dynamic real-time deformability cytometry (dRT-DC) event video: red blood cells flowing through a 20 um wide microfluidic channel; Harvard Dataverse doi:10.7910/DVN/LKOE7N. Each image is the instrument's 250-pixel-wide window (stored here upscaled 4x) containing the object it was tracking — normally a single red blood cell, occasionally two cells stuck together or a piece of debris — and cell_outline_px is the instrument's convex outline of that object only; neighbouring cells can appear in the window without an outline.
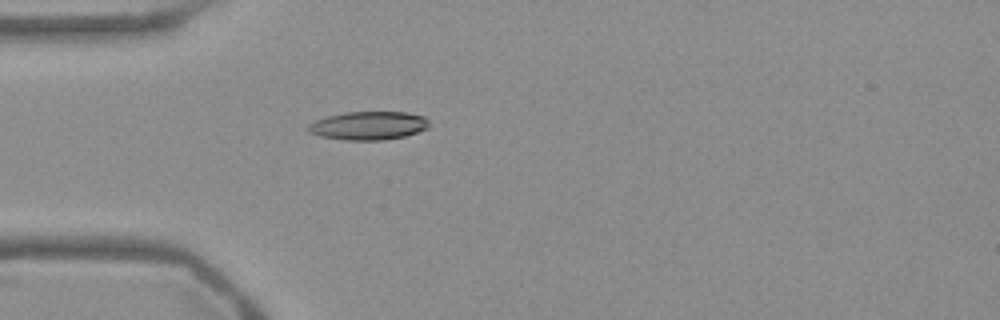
{"species": "Egyptian fruit bat (a non-hibernating species)", "species_latin": "Rousettus aegyptiacus", "temperature_condition": "warm", "stored_images_in_passage": 54, "camera_frame_rate_fps": 3000, "um_per_image_px": 0.085, "frame": {"image": 1, "passage_image": 16, "time_ms": 5.0, "image_size_px": [1000, 320], "cell_outline_px": [[428, 128], [404, 136], [384, 140], [344, 140], [320, 136], [308, 132], [308, 124], [316, 120], [328, 116], [344, 112], [408, 112], [424, 116], [428, 120]], "centroid_in_image_um": [31.31, 10.67], "position_along_channel_um": 53.7, "area_um2": 20.0}}
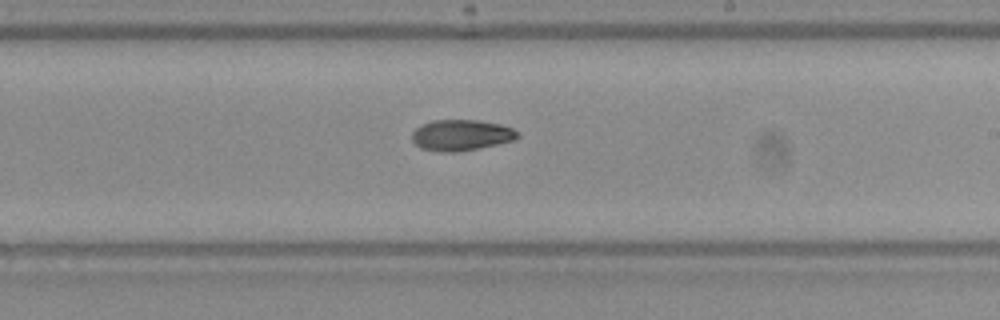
{"frame": {"image": 2, "passage_image": 32, "time_ms": 10.333, "image_size_px": [1000, 320], "cell_outline_px": [[520, 136], [512, 140], [496, 144], [456, 152], [440, 152], [420, 148], [412, 140], [412, 132], [420, 124], [432, 120], [476, 120], [500, 124], [512, 128], [520, 132]], "centroid_in_image_um": [39.17, 11.48], "position_along_channel_um": 249.8, "area_um2": 19.02}}
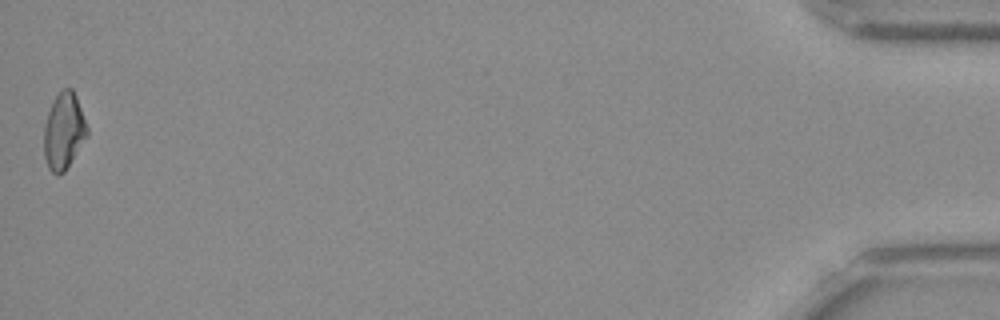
{"frame": {"image": 3, "passage_image": 54, "time_ms": 17.667, "image_size_px": [1000, 320], "cell_outline_px": [[88, 136], [64, 172], [56, 176], [48, 168], [44, 156], [44, 124], [52, 100], [64, 88], [72, 88], [76, 96], [88, 128]], "centroid_in_image_um": [5.41, 11.16], "position_along_channel_um": 429.8, "area_um2": 19.31}, "authors_computed_cell_mechanics": {"area_um2": 19.1896, "velocity_mm_per_s": 3.7948, "shape_relaxation_time_tau1_ms": 8.8092, "shape_relaxation_time_tau2_ms": null, "deformation_change_tau1": 0.2185, "deformation_change_tau2": null}}